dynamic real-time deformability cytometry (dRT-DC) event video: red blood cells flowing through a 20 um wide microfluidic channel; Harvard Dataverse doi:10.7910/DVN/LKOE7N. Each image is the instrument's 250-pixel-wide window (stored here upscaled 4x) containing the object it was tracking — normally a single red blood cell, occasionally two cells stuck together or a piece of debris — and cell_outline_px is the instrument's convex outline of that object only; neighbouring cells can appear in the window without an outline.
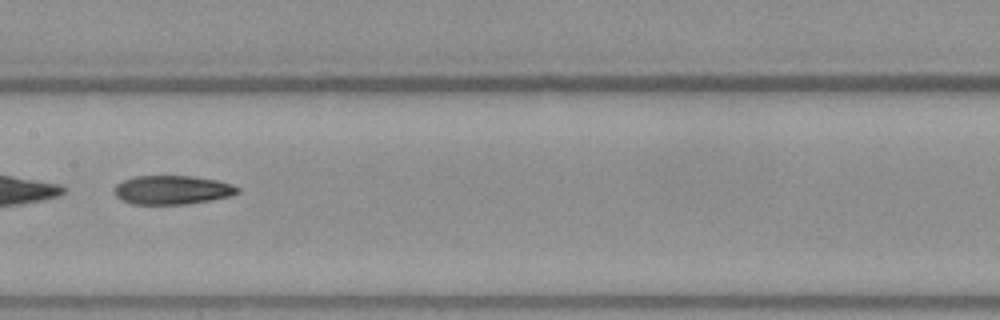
{"species": "Egyptian fruit bat (a non-hibernating species)", "species_latin": "Rousettus aegyptiacus", "temperature_condition": "warm", "stored_images_in_passage": 52, "camera_frame_rate_fps": 3000, "um_per_image_px": 0.085, "frame": {"image": 1, "passage_image": 27, "time_ms": 8.667, "image_size_px": [1000, 320], "cell_outline_px": [[240, 192], [232, 196], [184, 204], [132, 204], [120, 200], [112, 192], [112, 188], [116, 184], [124, 180], [136, 176], [192, 176], [216, 180], [232, 184], [240, 188]], "centroid_in_image_um": [14.6, 16.14], "position_along_channel_um": 192.8, "area_um2": 20.87}}
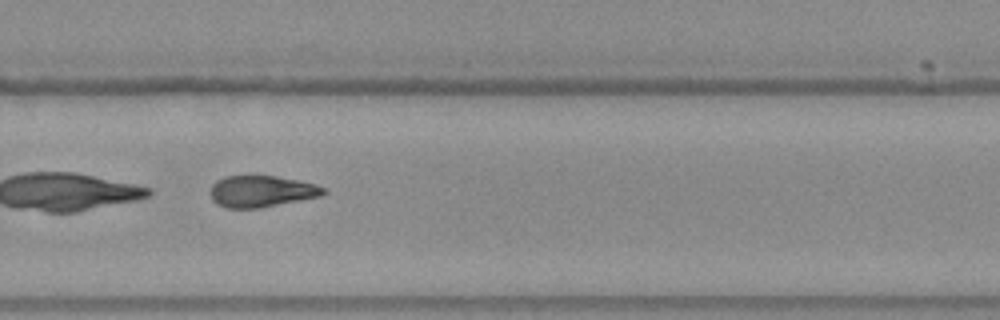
{"frame": {"image": 2, "passage_image": 36, "time_ms": 11.667, "image_size_px": [1000, 320], "cell_outline_px": [[328, 192], [320, 196], [260, 208], [224, 208], [216, 204], [212, 200], [212, 184], [216, 180], [224, 176], [276, 176], [300, 180], [316, 184], [328, 188]], "centroid_in_image_um": [22.26, 16.26], "position_along_channel_um": 307.5, "area_um2": 20.92}}